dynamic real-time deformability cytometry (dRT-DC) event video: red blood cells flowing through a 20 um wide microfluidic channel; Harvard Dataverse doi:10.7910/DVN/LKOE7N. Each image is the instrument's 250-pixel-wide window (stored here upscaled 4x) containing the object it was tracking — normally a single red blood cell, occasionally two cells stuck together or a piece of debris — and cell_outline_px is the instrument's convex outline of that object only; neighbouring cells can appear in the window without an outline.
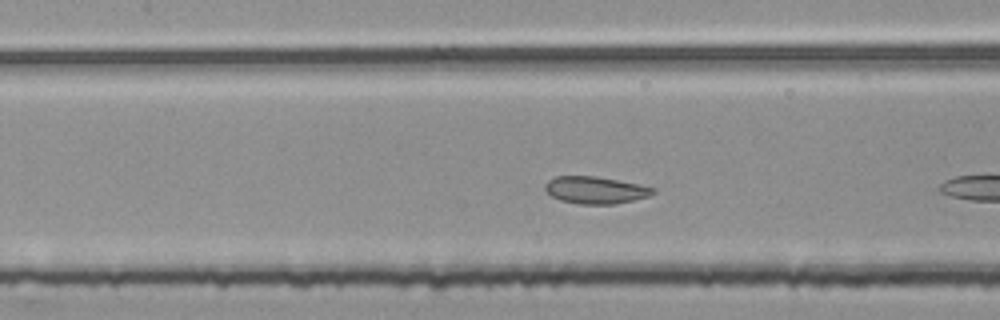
{"species": "common noctule bat (a hibernating species)", "species_latin": "Nyctalus noctula", "temperature_condition": "room temperature", "stored_images_in_passage": 9, "camera_frame_rate_fps": 3000, "um_per_image_px": 0.085, "animal": {"sex": "female", "body_mass_g": 25.1}, "frame": {"image": 1, "passage_image": 8, "time_ms": 2.333, "image_size_px": [1000, 320], "cell_outline_px": [[656, 192], [648, 196], [616, 204], [576, 204], [560, 200], [552, 196], [544, 188], [544, 184], [548, 180], [556, 176], [596, 176], [640, 184], [656, 188]], "centroid_in_image_um": [50.61, 16.15], "position_along_channel_um": 156.8, "area_um2": 17.17}}